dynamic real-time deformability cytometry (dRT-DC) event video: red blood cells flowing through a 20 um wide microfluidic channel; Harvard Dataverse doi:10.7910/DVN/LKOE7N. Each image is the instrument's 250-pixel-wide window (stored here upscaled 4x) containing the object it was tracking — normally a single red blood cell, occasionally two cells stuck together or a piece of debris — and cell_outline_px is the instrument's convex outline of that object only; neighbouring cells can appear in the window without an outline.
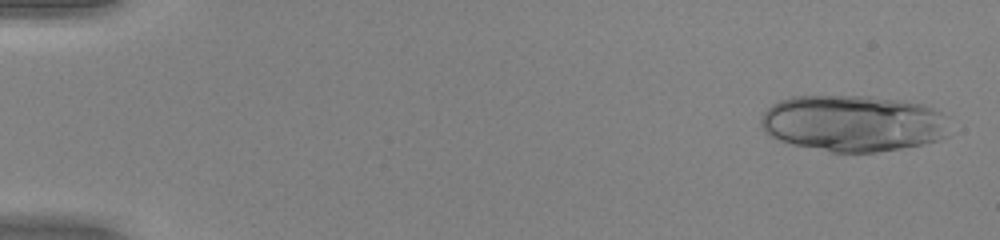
{"species": "human", "species_latin": "Homo sapiens", "temperature_condition": "warm", "stored_images_in_passage": 49, "segment_of_instrument_passage": [1, 2], "camera_frame_rate_fps": 3000, "um_per_image_px": 0.085, "donor": {"sex": "female"}, "frame": {"image": 1, "passage_image": 2, "time_ms": 0.333, "image_size_px": [1000, 240], "cell_outline_px": [[948, 136], [940, 140], [924, 144], [876, 152], [832, 152], [792, 144], [768, 136], [764, 132], [760, 124], [760, 120], [764, 112], [772, 104], [780, 100], [792, 96], [872, 96], [900, 100], [924, 104], [940, 112]], "centroid_in_image_um": [72.46, 10.48], "position_along_channel_um": 12.5, "area_um2": 62.02}}